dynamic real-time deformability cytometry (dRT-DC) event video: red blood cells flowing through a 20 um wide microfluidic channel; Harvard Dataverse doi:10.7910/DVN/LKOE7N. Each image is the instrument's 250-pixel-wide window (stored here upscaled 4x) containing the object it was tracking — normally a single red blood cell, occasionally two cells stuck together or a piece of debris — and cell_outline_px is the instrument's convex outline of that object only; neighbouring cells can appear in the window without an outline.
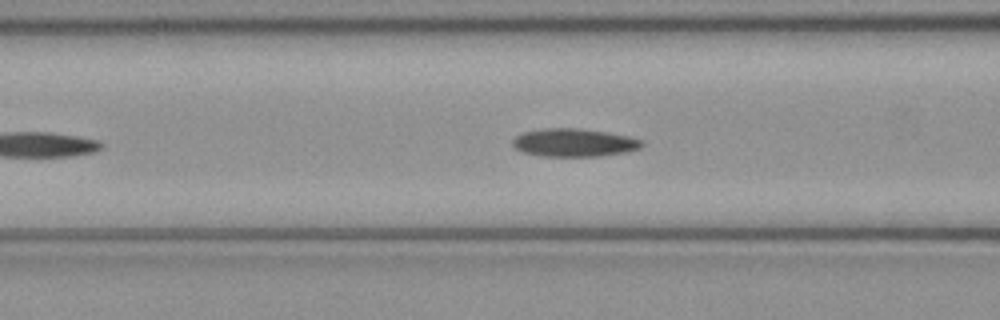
{"species": "common noctule bat (a hibernating species)", "species_latin": "Nyctalus noctula", "temperature_condition": "cold", "stored_images_in_passage": 38, "camera_frame_rate_fps": 3000, "um_per_image_px": 0.085, "animal": {"sex": "female", "body_mass_g": 21.9}, "frame": {"image": 1, "passage_image": 10, "time_ms": 3.0, "image_size_px": [1000, 320], "cell_outline_px": [[644, 144], [640, 148], [628, 152], [600, 156], [544, 156], [520, 152], [512, 144], [512, 140], [516, 136], [524, 132], [544, 128], [576, 128], [608, 132], [628, 136], [644, 140]], "centroid_in_image_um": [48.82, 12.12], "position_along_channel_um": 117.8, "area_um2": 21.27}}
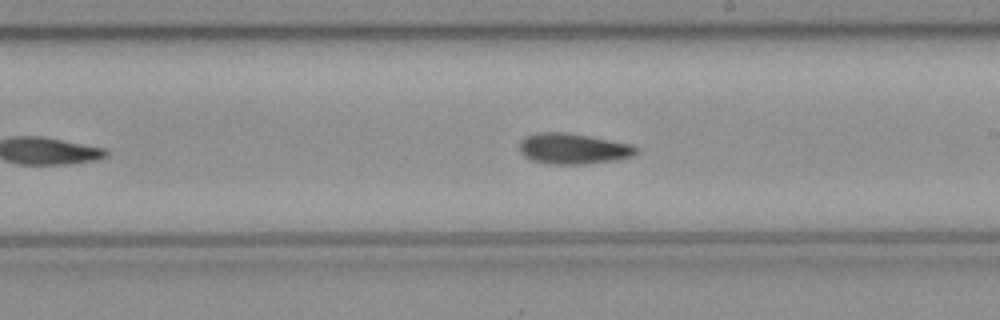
{"frame": {"image": 2, "passage_image": 19, "time_ms": 6.0, "image_size_px": [1000, 320], "cell_outline_px": [[640, 152], [632, 156], [616, 160], [584, 164], [548, 164], [532, 160], [524, 156], [520, 152], [520, 140], [524, 136], [536, 132], [568, 132], [632, 144]], "centroid_in_image_um": [48.7, 12.63], "position_along_channel_um": 240.3, "area_um2": 21.1}}
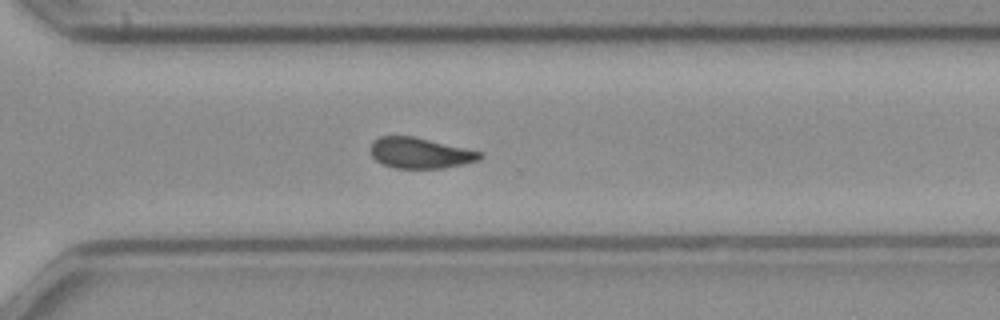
{"frame": {"image": 3, "passage_image": 26, "time_ms": 8.333, "image_size_px": [1000, 320], "cell_outline_px": [[484, 156], [480, 160], [464, 164], [444, 168], [392, 168], [376, 160], [372, 156], [368, 148], [372, 140], [380, 136], [412, 136], [484, 152]], "centroid_in_image_um": [35.7, 13.0], "position_along_channel_um": 334.9, "area_um2": 19.83}, "authors_computed_cell_mechanics": {"area_um2": 20.5479, "velocity_mm_per_s": 4.0792, "shape_relaxation_time_tau1_ms": null, "shape_relaxation_time_tau2_ms": 6.6918, "deformation_change_tau1": null, "deformation_change_tau2": 0.1214}}